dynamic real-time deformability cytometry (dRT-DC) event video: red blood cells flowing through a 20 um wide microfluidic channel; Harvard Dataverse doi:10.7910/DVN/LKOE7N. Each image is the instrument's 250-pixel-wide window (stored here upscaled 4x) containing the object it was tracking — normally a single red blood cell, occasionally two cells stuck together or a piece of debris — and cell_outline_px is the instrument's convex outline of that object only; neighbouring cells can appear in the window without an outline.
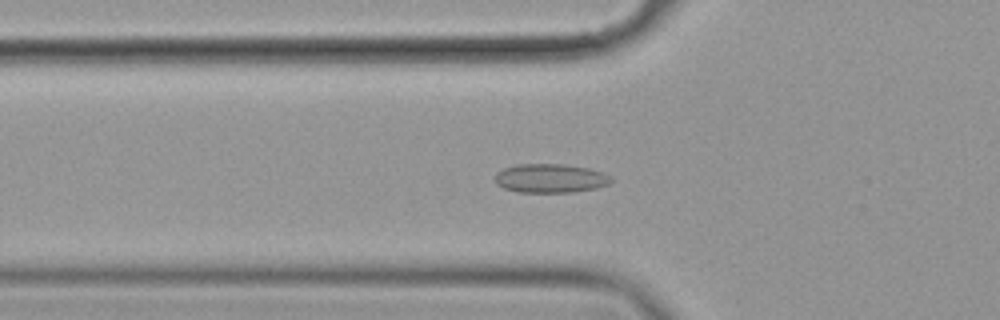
{"species": "common noctule bat (a hibernating species)", "species_latin": "Nyctalus noctula", "temperature_condition": "cold", "stored_images_in_passage": 58, "camera_frame_rate_fps": 3000, "um_per_image_px": 0.085, "animal": {"sex": "female", "body_mass_g": 19.9}, "frame": {"image": 1, "passage_image": 21, "time_ms": 6.667, "image_size_px": [1000, 320], "cell_outline_px": [[612, 180], [608, 184], [596, 188], [572, 192], [516, 192], [504, 188], [496, 184], [496, 172], [504, 168], [516, 164], [564, 164], [588, 168], [604, 172], [612, 176]], "centroid_in_image_um": [46.79, 15.15], "position_along_channel_um": 79.0, "area_um2": 19.65}}
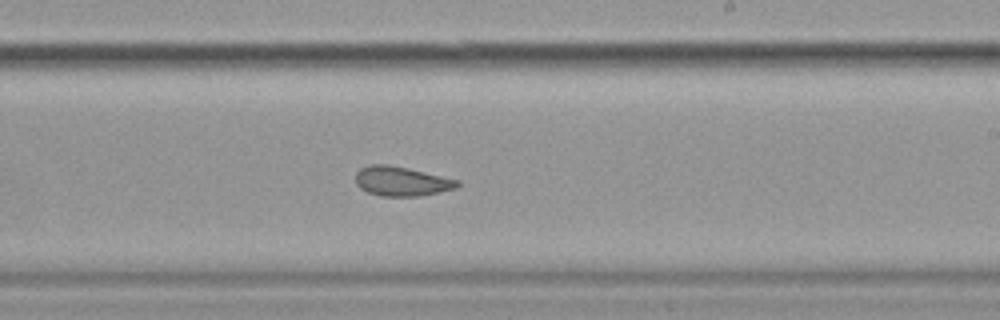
{"frame": {"image": 2, "passage_image": 36, "time_ms": 11.667, "image_size_px": [1000, 320], "cell_outline_px": [[460, 184], [456, 188], [420, 196], [380, 196], [368, 192], [360, 188], [356, 184], [356, 172], [360, 168], [372, 164], [388, 164], [408, 168], [460, 180]], "centroid_in_image_um": [34.12, 15.4], "position_along_channel_um": 254.9, "area_um2": 17.51}}
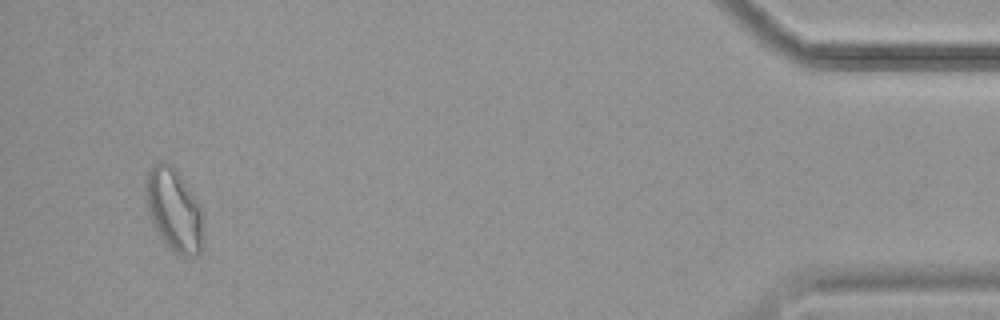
{"frame": {"image": 3, "passage_image": 56, "time_ms": 18.333, "image_size_px": [1000, 320], "cell_outline_px": [[200, 252], [196, 256], [180, 256], [160, 236], [148, 212], [144, 196], [144, 176], [148, 168], [152, 164], [168, 164], [176, 172], [200, 204]], "centroid_in_image_um": [14.71, 17.81], "position_along_channel_um": 420.5, "area_um2": 26.76}, "authors_computed_cell_mechanics": {"area_um2": 20.1722, "velocity_mm_per_s": 3.5155, "shape_relaxation_time_tau1_ms": null, "shape_relaxation_time_tau2_ms": 2.3331, "deformation_change_tau1": null, "deformation_change_tau2": 0.0639}}